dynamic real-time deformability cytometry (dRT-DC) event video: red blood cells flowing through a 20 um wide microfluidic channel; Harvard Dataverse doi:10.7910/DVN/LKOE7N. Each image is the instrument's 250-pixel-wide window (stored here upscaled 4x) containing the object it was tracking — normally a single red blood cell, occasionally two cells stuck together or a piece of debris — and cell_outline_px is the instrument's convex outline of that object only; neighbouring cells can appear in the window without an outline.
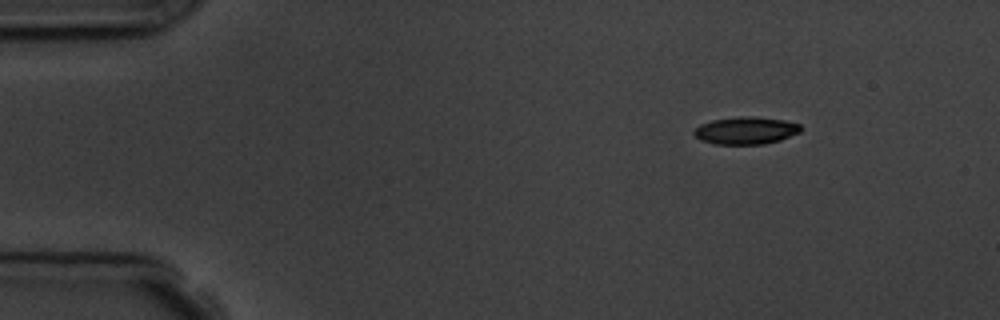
{"species": "common noctule bat (a hibernating species)", "species_latin": "Nyctalus noctula", "temperature_condition": "room temperature", "stored_images_in_passage": 3, "camera_frame_rate_fps": 3000, "um_per_image_px": 0.085, "animal": {"sex": "male", "body_mass_g": 19.5, "forearm_length_mm": 54.6}, "frame": {"image": 1, "passage_image": 1, "time_ms": 0.0, "image_size_px": [1000, 320], "cell_outline_px": [[800, 132], [780, 140], [764, 144], [716, 144], [700, 140], [692, 132], [700, 124], [712, 120], [740, 116], [752, 116], [784, 120], [800, 124]], "centroid_in_image_um": [63.38, 11.09], "position_along_channel_um": 21.6, "area_um2": 16.99}}